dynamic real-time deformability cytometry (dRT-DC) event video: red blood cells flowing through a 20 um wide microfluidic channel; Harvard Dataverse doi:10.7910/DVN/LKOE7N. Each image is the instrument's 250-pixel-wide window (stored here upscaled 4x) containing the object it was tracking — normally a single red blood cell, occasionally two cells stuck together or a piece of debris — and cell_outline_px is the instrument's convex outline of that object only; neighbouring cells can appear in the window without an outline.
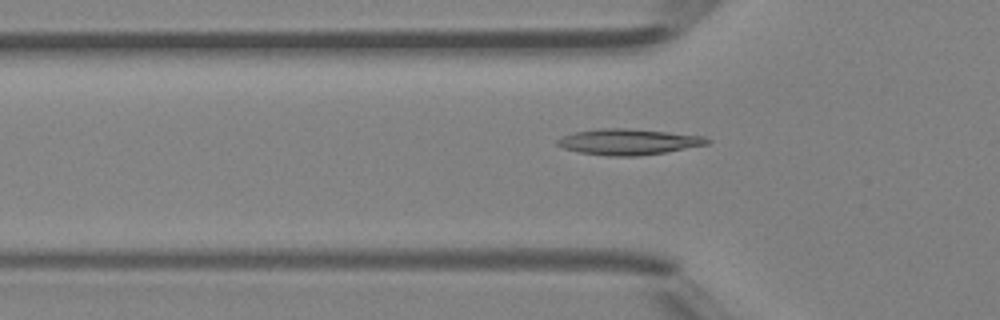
{"species": "Egyptian fruit bat (a non-hibernating species)", "species_latin": "Rousettus aegyptiacus", "temperature_condition": "room temperature", "stored_images_in_passage": 38, "camera_frame_rate_fps": 3000, "um_per_image_px": 0.085, "animal": {"sex": "female"}, "frame": {"image": 1, "passage_image": 10, "time_ms": 3.0, "image_size_px": [1000, 320], "cell_outline_px": [[712, 140], [708, 144], [664, 152], [636, 156], [608, 156], [580, 152], [564, 148], [556, 144], [556, 140], [560, 136], [576, 132], [600, 128], [624, 128], [668, 132], [704, 136]], "centroid_in_image_um": [53.4, 12.05], "position_along_channel_um": 72.4, "area_um2": 22.43}}
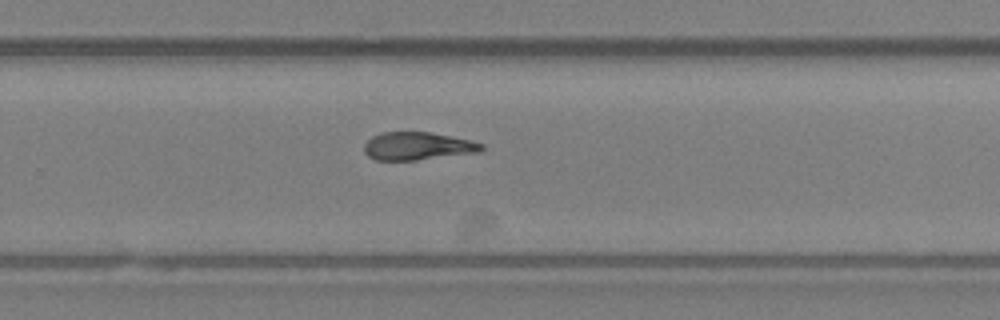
{"frame": {"image": 2, "passage_image": 25, "time_ms": 8.0, "image_size_px": [1000, 320], "cell_outline_px": [[484, 148], [480, 152], [416, 160], [376, 160], [368, 156], [364, 152], [364, 144], [372, 136], [380, 132], [428, 132], [468, 140], [484, 144]], "centroid_in_image_um": [35.46, 12.42], "position_along_channel_um": 294.3, "area_um2": 18.96}}
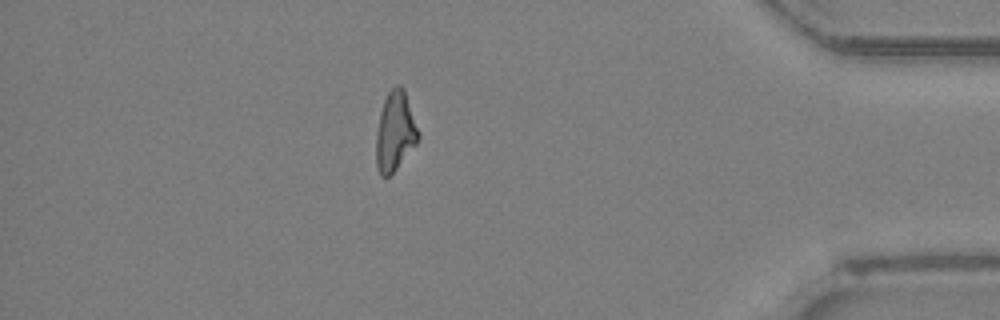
{"frame": {"image": 3, "passage_image": 35, "time_ms": 11.333, "image_size_px": [1000, 320], "cell_outline_px": [[420, 136], [416, 144], [396, 168], [388, 176], [380, 176], [376, 168], [376, 132], [380, 112], [384, 100], [388, 92], [396, 84], [400, 84], [404, 88], [420, 132]], "centroid_in_image_um": [33.58, 11.15], "position_along_channel_um": 401.6, "area_um2": 19.59}}